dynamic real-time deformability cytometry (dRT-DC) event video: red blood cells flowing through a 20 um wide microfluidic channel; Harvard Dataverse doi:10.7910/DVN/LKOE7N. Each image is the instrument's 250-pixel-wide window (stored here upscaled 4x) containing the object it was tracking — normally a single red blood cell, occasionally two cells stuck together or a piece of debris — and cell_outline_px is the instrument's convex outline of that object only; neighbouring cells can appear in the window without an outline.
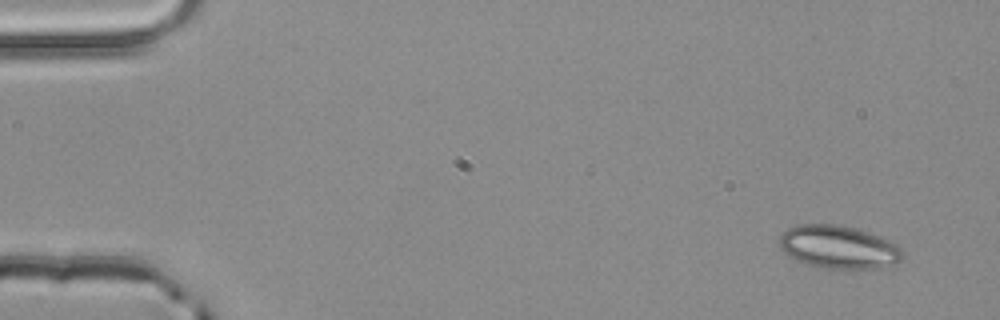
{"species": "common noctule bat (a hibernating species)", "species_latin": "Nyctalus noctula", "temperature_condition": "room temperature", "stored_images_in_passage": 3, "camera_frame_rate_fps": 3000, "um_per_image_px": 0.085, "animal": {"sex": "male", "body_mass_g": 20.4}, "frame": {"image": 1, "passage_image": 1, "time_ms": 0.0, "image_size_px": [1000, 320], "cell_outline_px": [[904, 252], [900, 260], [896, 264], [880, 268], [820, 268], [796, 260], [788, 256], [780, 248], [780, 236], [788, 228], [796, 224], [840, 224], [880, 236], [896, 244]], "centroid_in_image_um": [71.27, 21.0], "position_along_channel_um": 13.7, "area_um2": 30.92}}